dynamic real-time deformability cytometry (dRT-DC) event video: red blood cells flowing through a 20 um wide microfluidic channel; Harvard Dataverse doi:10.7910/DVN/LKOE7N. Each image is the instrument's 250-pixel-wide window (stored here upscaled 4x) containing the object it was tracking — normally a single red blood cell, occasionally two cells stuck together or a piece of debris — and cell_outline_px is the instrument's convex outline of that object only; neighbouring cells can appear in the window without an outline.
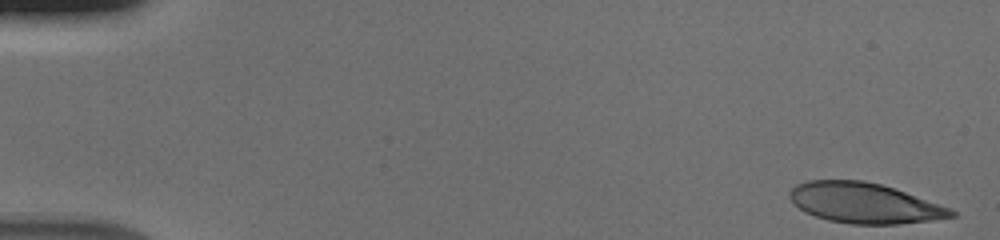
{"species": "human", "species_latin": "Homo sapiens", "temperature_condition": "cold", "stored_images_in_passage": 52, "camera_frame_rate_fps": 3000, "um_per_image_px": 0.085, "donor": {"sex": "male"}, "frame": {"image": 1, "passage_image": 1, "time_ms": 0.0, "image_size_px": [1000, 240], "cell_outline_px": [[956, 216], [928, 220], [896, 224], [852, 224], [828, 220], [804, 212], [792, 204], [788, 196], [788, 192], [796, 184], [808, 180], [864, 180], [896, 188], [952, 208], [956, 212]], "centroid_in_image_um": [73.44, 17.24], "position_along_channel_um": 11.6, "area_um2": 38.21}}
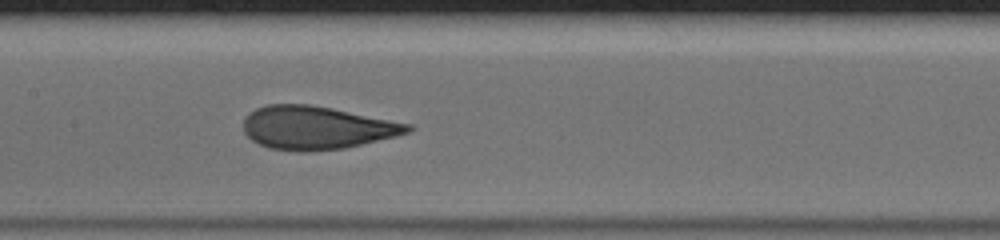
{"frame": {"image": 2, "passage_image": 26, "time_ms": 8.333, "image_size_px": [1000, 240], "cell_outline_px": [[412, 128], [408, 132], [396, 136], [344, 148], [308, 152], [304, 152], [268, 148], [252, 140], [244, 132], [244, 116], [248, 112], [256, 108], [268, 104], [308, 104], [332, 108], [412, 124]], "centroid_in_image_um": [26.88, 10.85], "position_along_channel_um": 180.5, "area_um2": 41.33}}
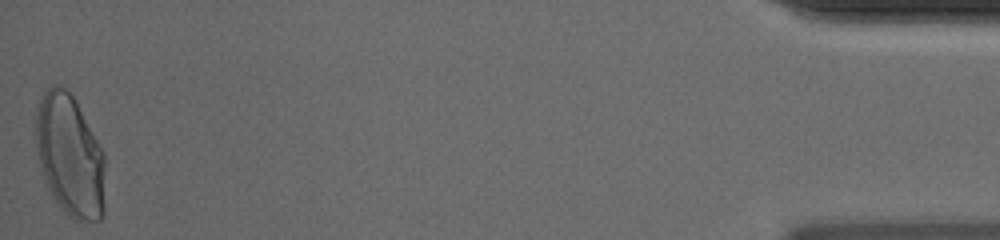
{"frame": {"image": 3, "passage_image": 52, "time_ms": 17.0, "image_size_px": [1000, 240], "cell_outline_px": [[104, 216], [100, 220], [72, 220], [64, 212], [48, 188], [36, 152], [36, 112], [40, 100], [44, 92], [52, 84], [56, 84], [64, 88], [72, 96], [104, 152]], "centroid_in_image_um": [5.94, 13.25], "position_along_channel_um": 429.3, "area_um2": 48.84}}